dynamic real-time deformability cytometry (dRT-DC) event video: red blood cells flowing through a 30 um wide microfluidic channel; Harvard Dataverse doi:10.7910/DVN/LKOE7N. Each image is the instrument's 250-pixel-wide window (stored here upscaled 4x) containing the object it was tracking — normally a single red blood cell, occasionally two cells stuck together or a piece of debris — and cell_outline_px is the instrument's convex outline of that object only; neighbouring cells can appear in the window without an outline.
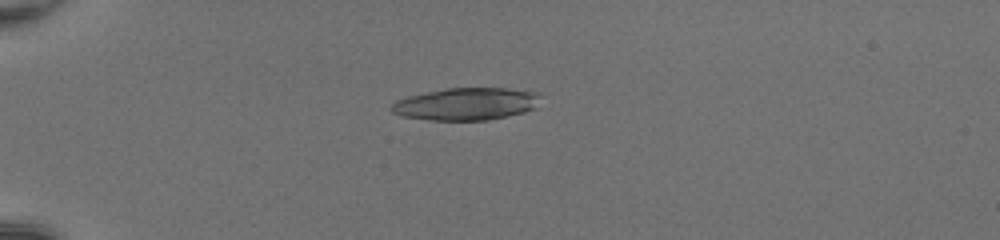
{"species": "common noctule bat (a hibernating species)", "species_latin": "Nyctalus noctula", "temperature_condition": "room temperature", "stored_images_in_passage": 52, "camera_frame_rate_fps": 3000, "um_per_image_px": 0.085, "animal": {"sex": "female", "body_mass_g": 20.0, "forearm_length_mm": 54.0}, "frame": {"image": 1, "passage_image": 16, "time_ms": 5.0, "image_size_px": [1000, 240], "cell_outline_px": [[540, 96], [536, 108], [524, 112], [508, 116], [488, 120], [428, 120], [400, 116], [392, 112], [388, 108], [396, 100], [408, 96], [444, 88], [508, 88], [536, 92]], "centroid_in_image_um": [39.6, 8.84], "position_along_channel_um": 45.4, "area_um2": 28.32}}
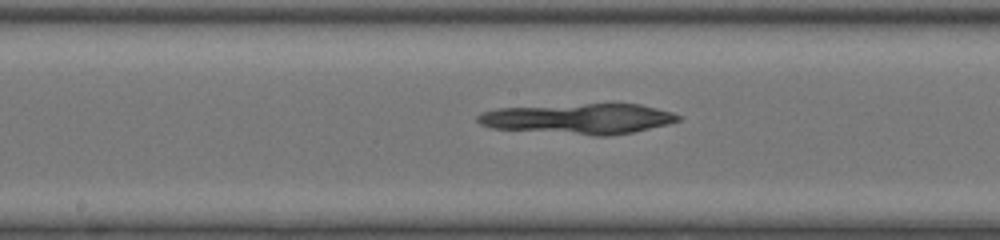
{"frame": {"image": 2, "passage_image": 30, "time_ms": 9.667, "image_size_px": [1000, 240], "cell_outline_px": [[680, 120], [668, 124], [632, 132], [608, 136], [596, 136], [492, 128], [480, 124], [476, 120], [476, 116], [480, 112], [496, 108], [584, 104], [640, 104], [672, 112], [680, 116]], "centroid_in_image_um": [49.16, 10.09], "position_along_channel_um": 199.0, "area_um2": 35.49}}
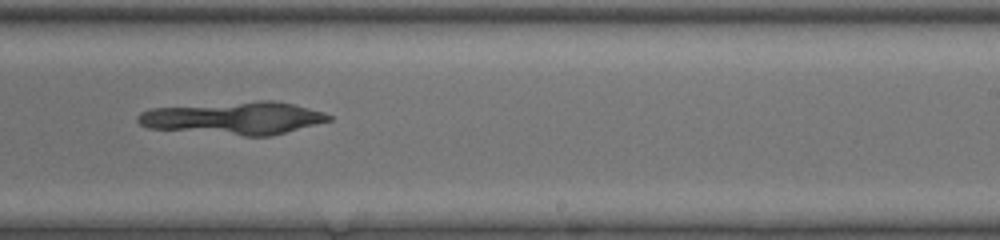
{"frame": {"image": 3, "passage_image": 35, "time_ms": 11.333, "image_size_px": [1000, 240], "cell_outline_px": [[332, 120], [268, 136], [244, 136], [148, 128], [140, 124], [136, 120], [136, 116], [140, 112], [152, 108], [260, 100], [276, 100], [324, 112], [332, 116]], "centroid_in_image_um": [19.86, 10.03], "position_along_channel_um": 269.1, "area_um2": 36.24}}